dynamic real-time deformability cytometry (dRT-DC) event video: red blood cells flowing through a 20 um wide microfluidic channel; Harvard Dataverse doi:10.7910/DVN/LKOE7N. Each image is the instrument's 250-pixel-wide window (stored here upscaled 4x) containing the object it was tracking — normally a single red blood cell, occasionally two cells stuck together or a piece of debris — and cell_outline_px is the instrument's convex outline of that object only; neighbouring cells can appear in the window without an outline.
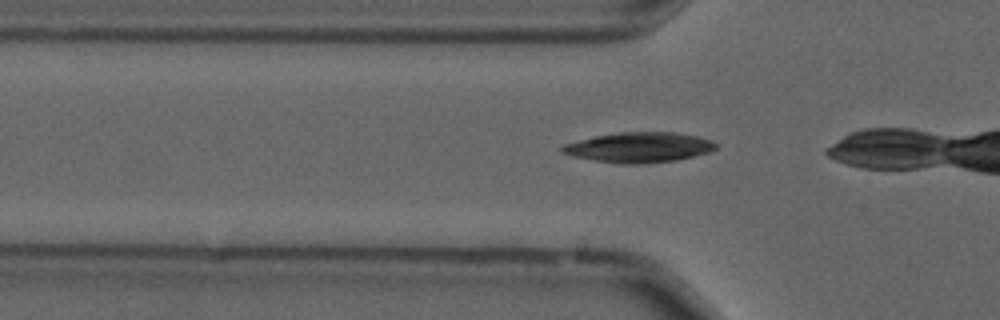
{"species": "common noctule bat (a hibernating species)", "species_latin": "Nyctalus noctula", "temperature_condition": "cold", "stored_images_in_passage": 9, "camera_frame_rate_fps": 3000, "um_per_image_px": 0.085, "animal": {"sex": "male", "forearm_length_mm": 52.5}, "frame": {"image": 1, "passage_image": 6, "time_ms": 1.667, "image_size_px": [1000, 320], "cell_outline_px": [[716, 148], [712, 152], [676, 160], [644, 164], [620, 164], [572, 156], [564, 152], [560, 148], [564, 144], [596, 136], [620, 132], [676, 132], [696, 136], [708, 140], [716, 144]], "centroid_in_image_um": [54.35, 12.53], "position_along_channel_um": 71.4, "area_um2": 26.76}}